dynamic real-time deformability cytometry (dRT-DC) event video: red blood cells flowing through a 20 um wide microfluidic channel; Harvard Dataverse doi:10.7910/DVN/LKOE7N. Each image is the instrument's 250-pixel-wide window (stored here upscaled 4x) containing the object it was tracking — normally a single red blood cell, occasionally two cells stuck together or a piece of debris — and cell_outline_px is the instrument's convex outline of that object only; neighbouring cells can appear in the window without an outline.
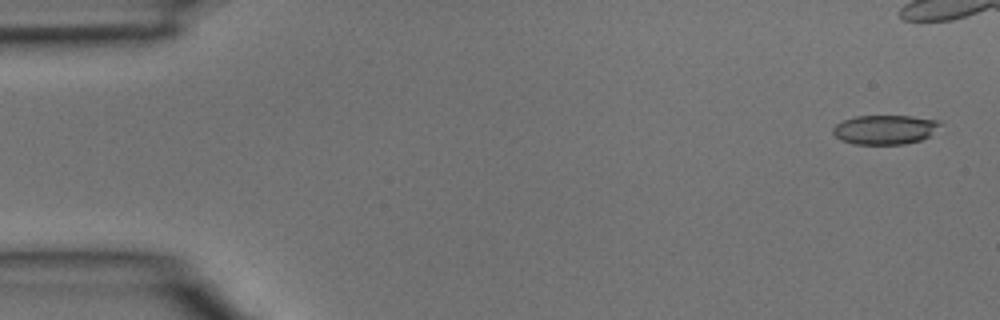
{"species": "common noctule bat (a hibernating species)", "species_latin": "Nyctalus noctula", "temperature_condition": "room temperature", "stored_images_in_passage": 5, "camera_frame_rate_fps": 3000, "um_per_image_px": 0.085, "animal": {"sex": "male", "body_mass_g": 15.6}, "frame": {"image": 1, "passage_image": 1, "time_ms": 0.0, "image_size_px": [1000, 320], "cell_outline_px": [[944, 124], [928, 136], [920, 140], [904, 144], [852, 144], [840, 140], [832, 132], [832, 128], [836, 124], [844, 120], [856, 116], [912, 116], [936, 120]], "centroid_in_image_um": [75.21, 11.02], "position_along_channel_um": 9.8, "area_um2": 18.32}}